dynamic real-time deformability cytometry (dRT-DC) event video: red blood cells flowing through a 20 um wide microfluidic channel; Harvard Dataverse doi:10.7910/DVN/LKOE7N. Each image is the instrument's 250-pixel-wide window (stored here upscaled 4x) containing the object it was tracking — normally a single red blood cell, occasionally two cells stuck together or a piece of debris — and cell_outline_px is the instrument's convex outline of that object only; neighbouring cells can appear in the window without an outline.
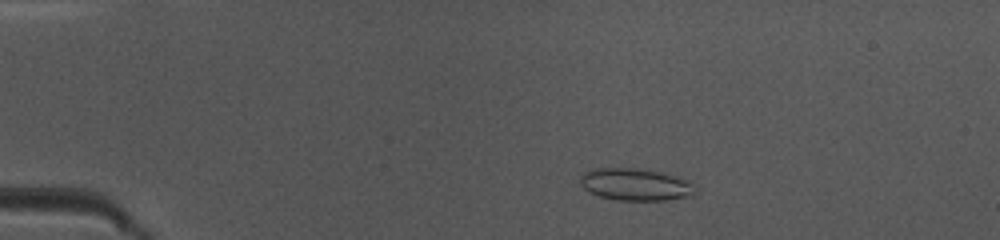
{"species": "common noctule bat (a hibernating species)", "species_latin": "Nyctalus noctula", "temperature_condition": "warm", "stored_images_in_passage": 49, "camera_frame_rate_fps": 3000, "um_per_image_px": 0.085, "animal": {"sex": "female", "body_mass_g": 10.0, "forearm_length_mm": 53.1}, "frame": {"image": 1, "passage_image": 10, "time_ms": 3.0, "image_size_px": [1000, 240], "cell_outline_px": [[696, 192], [692, 196], [668, 200], [616, 200], [600, 196], [588, 192], [580, 184], [580, 176], [584, 172], [596, 168], [636, 168], [676, 176], [692, 184]], "centroid_in_image_um": [53.97, 15.69], "position_along_channel_um": 31.0, "area_um2": 21.39}}
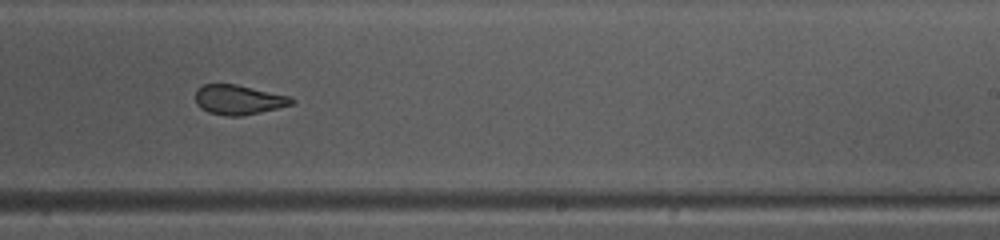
{"frame": {"image": 2, "passage_image": 31, "time_ms": 10.0, "image_size_px": [1000, 240], "cell_outline_px": [[296, 100], [292, 104], [244, 116], [228, 116], [208, 112], [200, 108], [196, 104], [196, 88], [204, 84], [236, 84], [292, 96]], "centroid_in_image_um": [20.28, 8.47], "position_along_channel_um": 268.7, "area_um2": 16.76}}
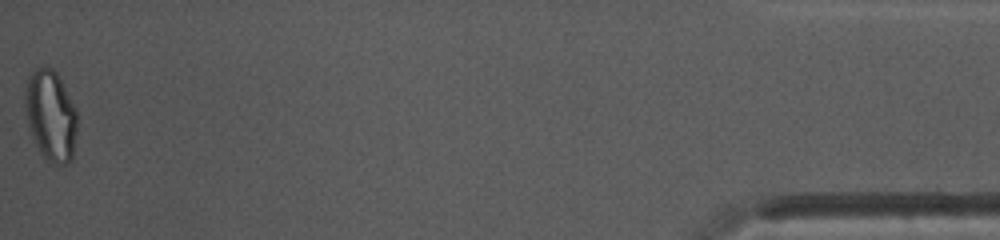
{"frame": {"image": 3, "passage_image": 49, "time_ms": 16.0, "image_size_px": [1000, 240], "cell_outline_px": [[76, 132], [72, 160], [68, 164], [56, 164], [44, 160], [28, 128], [24, 108], [24, 88], [28, 76], [36, 68], [44, 64], [52, 68], [56, 72], [76, 108]], "centroid_in_image_um": [4.28, 9.81], "position_along_channel_um": 430.9, "area_um2": 28.03}, "authors_computed_cell_mechanics": {"area_um2": 19.5942, "velocity_mm_per_s": 4.1447, "shape_relaxation_time_tau1_ms": null, "shape_relaxation_time_tau2_ms": 0.7772, "deformation_change_tau1": null, "deformation_change_tau2": 0.0537}}